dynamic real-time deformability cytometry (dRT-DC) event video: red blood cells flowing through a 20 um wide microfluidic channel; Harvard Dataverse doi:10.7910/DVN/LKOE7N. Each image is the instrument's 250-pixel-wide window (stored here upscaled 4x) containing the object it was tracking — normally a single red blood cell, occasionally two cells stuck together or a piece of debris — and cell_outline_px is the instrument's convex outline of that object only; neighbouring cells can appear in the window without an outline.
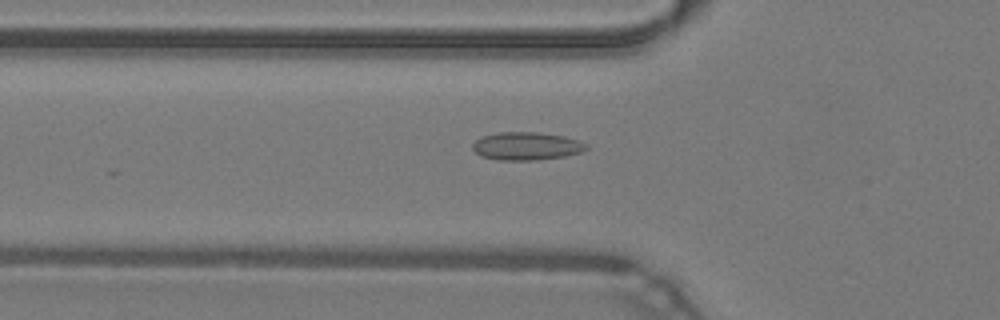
{"species": "common noctule bat (a hibernating species)", "species_latin": "Nyctalus noctula", "temperature_condition": "warm", "stored_images_in_passage": 48, "camera_frame_rate_fps": 3000, "um_per_image_px": 0.085, "animal": {"sex": "male", "body_mass_g": 19.2, "forearm_length_mm": 51.8}, "frame": {"image": 1, "passage_image": 17, "time_ms": 5.333, "image_size_px": [1000, 320], "cell_outline_px": [[588, 148], [580, 152], [564, 156], [536, 160], [496, 160], [480, 156], [472, 148], [472, 144], [480, 136], [500, 132], [540, 132], [564, 136], [588, 144]], "centroid_in_image_um": [44.72, 12.41], "position_along_channel_um": 81.1, "area_um2": 18.61}}
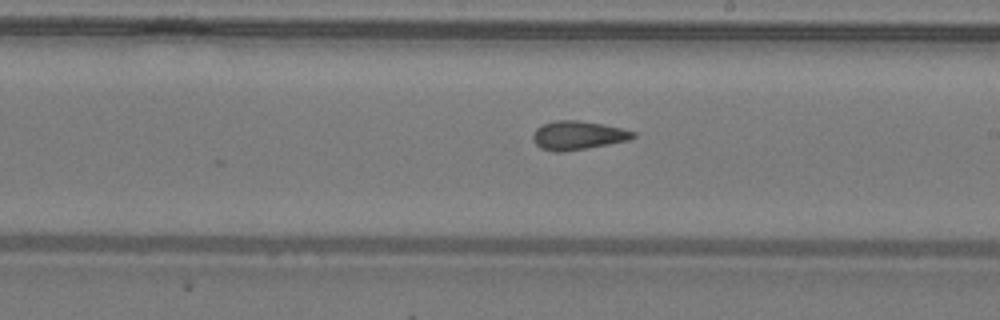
{"frame": {"image": 2, "passage_image": 28, "time_ms": 9.0, "image_size_px": [1000, 320], "cell_outline_px": [[636, 136], [628, 140], [608, 144], [560, 152], [552, 152], [540, 148], [532, 140], [532, 136], [536, 128], [544, 124], [556, 120], [580, 120], [604, 124], [636, 132]], "centroid_in_image_um": [49.09, 11.5], "position_along_channel_um": 239.9, "area_um2": 16.7}}
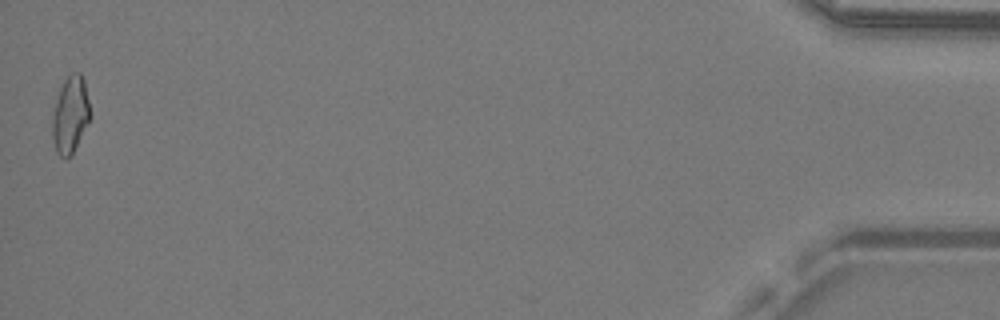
{"frame": {"image": 3, "passage_image": 48, "time_ms": 15.667, "image_size_px": [1000, 320], "cell_outline_px": [[92, 116], [72, 156], [68, 160], [60, 156], [56, 152], [52, 136], [52, 116], [60, 88], [64, 80], [72, 72], [80, 72], [84, 80], [92, 112]], "centroid_in_image_um": [6.01, 9.79], "position_along_channel_um": 429.2, "area_um2": 17.34}, "authors_computed_cell_mechanics": {"area_um2": 16.7331, "velocity_mm_per_s": 4.3045, "shape_relaxation_time_tau1_ms": null, "shape_relaxation_time_tau2_ms": 1.2441, "deformation_change_tau1": null, "deformation_change_tau2": 0.0715}}